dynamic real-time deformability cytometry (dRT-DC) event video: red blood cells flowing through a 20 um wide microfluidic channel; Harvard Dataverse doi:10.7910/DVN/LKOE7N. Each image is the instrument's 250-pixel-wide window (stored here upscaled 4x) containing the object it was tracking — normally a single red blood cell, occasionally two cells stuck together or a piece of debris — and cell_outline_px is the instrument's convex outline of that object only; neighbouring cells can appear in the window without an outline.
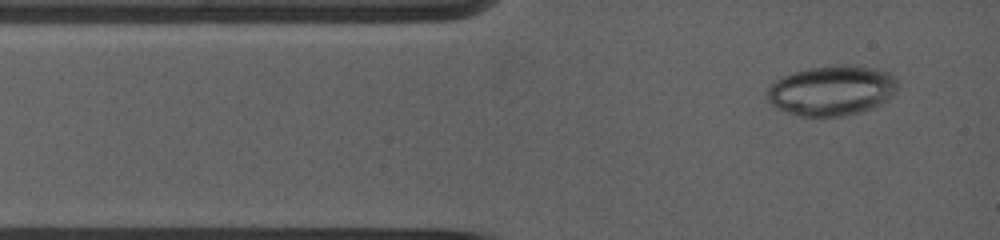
{"species": "common noctule bat (a hibernating species)", "species_latin": "Nyctalus noctula", "temperature_condition": "warm", "stored_images_in_passage": 2, "camera_frame_rate_fps": 5000, "um_per_image_px": 0.085, "animal": {"sex": "female", "body_mass_g": 19.0, "forearm_length_mm": 53.3}, "frame": {"image": 1, "passage_image": 1, "time_ms": 0.0, "image_size_px": [1000, 240], "cell_outline_px": [[892, 92], [880, 104], [872, 108], [860, 112], [840, 116], [804, 116], [780, 108], [772, 100], [768, 92], [768, 88], [776, 80], [784, 76], [796, 72], [812, 68], [876, 68], [884, 72], [892, 80]], "centroid_in_image_um": [70.64, 7.74], "position_along_channel_um": 14.4, "area_um2": 35.26}}